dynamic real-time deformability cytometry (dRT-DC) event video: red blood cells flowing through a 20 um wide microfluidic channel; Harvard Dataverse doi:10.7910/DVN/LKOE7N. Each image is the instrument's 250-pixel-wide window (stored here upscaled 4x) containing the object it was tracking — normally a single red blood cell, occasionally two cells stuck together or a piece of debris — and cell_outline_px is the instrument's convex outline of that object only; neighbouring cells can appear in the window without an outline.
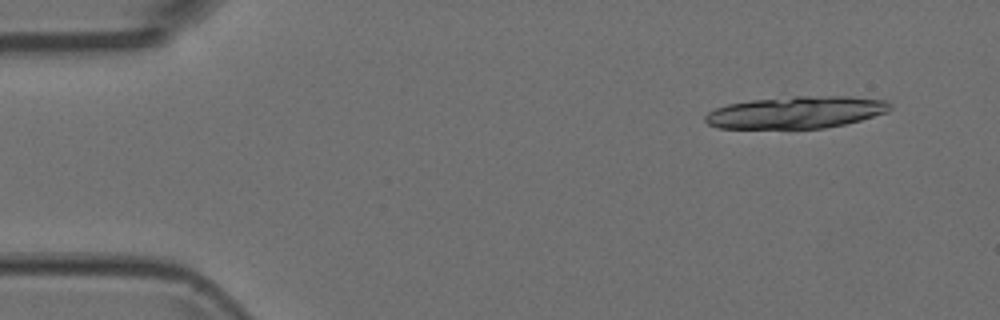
{"species": "Egyptian fruit bat (a non-hibernating species)", "species_latin": "Rousettus aegyptiacus", "temperature_condition": "room temperature", "stored_images_in_passage": 5, "camera_frame_rate_fps": 3000, "um_per_image_px": 0.085, "animal": {"sex": "female"}, "frame": {"image": 1, "passage_image": 1, "time_ms": 0.0, "image_size_px": [1000, 320], "cell_outline_px": [[892, 108], [888, 112], [860, 120], [844, 124], [824, 128], [716, 128], [708, 124], [704, 120], [704, 116], [708, 112], [716, 108], [728, 104], [752, 100], [792, 96], [848, 96], [884, 100], [892, 104]], "centroid_in_image_um": [67.67, 9.54], "position_along_channel_um": 17.3, "area_um2": 34.56}}